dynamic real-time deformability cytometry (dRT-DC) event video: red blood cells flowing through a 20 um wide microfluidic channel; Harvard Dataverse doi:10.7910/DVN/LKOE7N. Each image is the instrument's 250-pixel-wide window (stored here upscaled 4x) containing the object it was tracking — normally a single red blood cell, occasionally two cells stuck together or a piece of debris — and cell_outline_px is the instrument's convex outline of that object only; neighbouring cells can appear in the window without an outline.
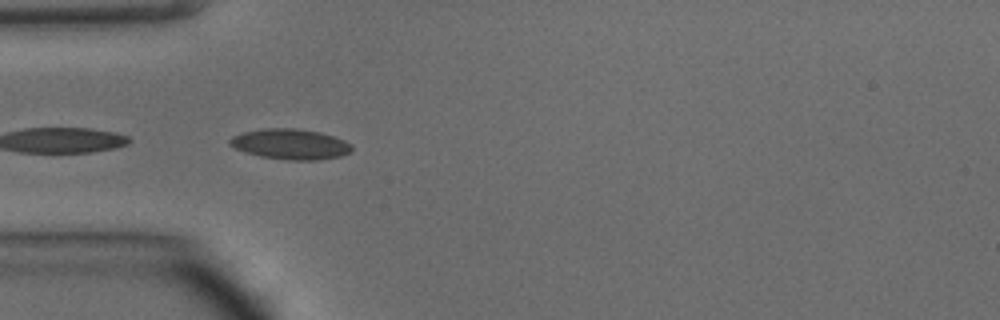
{"species": "common noctule bat (a hibernating species)", "species_latin": "Nyctalus noctula", "temperature_condition": "warm", "stored_images_in_passage": 9, "camera_frame_rate_fps": 3000, "um_per_image_px": 0.085, "animal": {"sex": "male", "body_mass_g": 15.6}, "frame": {"image": 1, "passage_image": 7, "time_ms": 2.0, "image_size_px": [1000, 320], "cell_outline_px": [[352, 152], [340, 156], [316, 160], [288, 160], [260, 156], [236, 148], [228, 144], [228, 140], [232, 136], [244, 132], [260, 128], [296, 128], [320, 132], [344, 140], [352, 144]], "centroid_in_image_um": [24.69, 12.24], "position_along_channel_um": 60.3, "area_um2": 21.62}}